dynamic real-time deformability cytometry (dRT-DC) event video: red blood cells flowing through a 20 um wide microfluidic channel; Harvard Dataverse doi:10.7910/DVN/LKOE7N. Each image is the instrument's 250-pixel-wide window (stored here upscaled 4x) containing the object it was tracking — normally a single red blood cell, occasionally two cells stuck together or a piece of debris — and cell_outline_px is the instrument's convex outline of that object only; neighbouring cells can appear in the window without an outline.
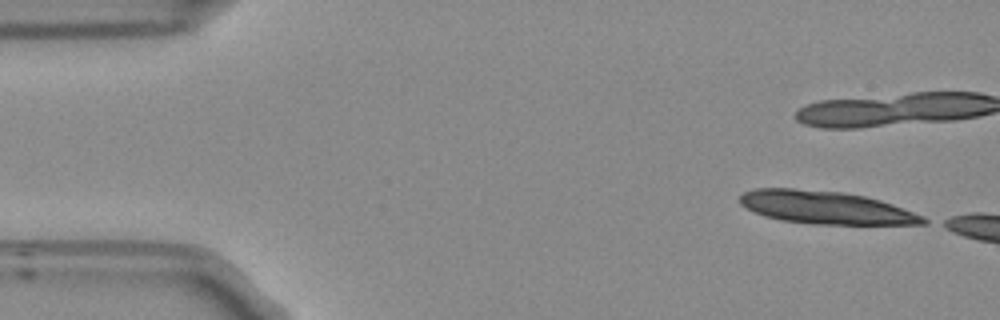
{"species": "Egyptian fruit bat (a non-hibernating species)", "species_latin": "Rousettus aegyptiacus", "temperature_condition": "room temperature", "stored_images_in_passage": 12, "camera_frame_rate_fps": 3000, "um_per_image_px": 0.085, "frame": {"image": 1, "passage_image": 1, "time_ms": 0.0, "image_size_px": [1000, 320], "cell_outline_px": [[932, 220], [928, 224], [812, 224], [780, 220], [764, 216], [740, 204], [740, 196], [744, 192], [756, 188], [796, 188], [844, 192], [864, 196], [880, 200], [892, 204], [924, 216]], "centroid_in_image_um": [70.22, 17.64], "position_along_channel_um": 14.8, "area_um2": 35.2}}